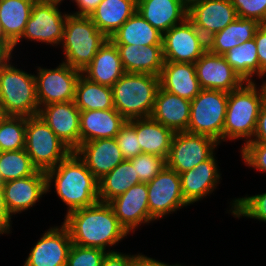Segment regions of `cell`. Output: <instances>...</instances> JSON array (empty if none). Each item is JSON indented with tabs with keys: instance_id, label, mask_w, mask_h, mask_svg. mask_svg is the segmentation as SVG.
Returning <instances> with one entry per match:
<instances>
[{
	"instance_id": "cell-1",
	"label": "cell",
	"mask_w": 266,
	"mask_h": 266,
	"mask_svg": "<svg viewBox=\"0 0 266 266\" xmlns=\"http://www.w3.org/2000/svg\"><path fill=\"white\" fill-rule=\"evenodd\" d=\"M64 218L62 223L68 228L72 243L81 247L115 252L109 248L129 236L108 203L97 202L72 211Z\"/></svg>"
},
{
	"instance_id": "cell-2",
	"label": "cell",
	"mask_w": 266,
	"mask_h": 266,
	"mask_svg": "<svg viewBox=\"0 0 266 266\" xmlns=\"http://www.w3.org/2000/svg\"><path fill=\"white\" fill-rule=\"evenodd\" d=\"M46 177L47 193L50 192L51 185L53 186L51 183H54L55 193L67 206L66 215L99 202L98 179L75 151L48 170Z\"/></svg>"
},
{
	"instance_id": "cell-3",
	"label": "cell",
	"mask_w": 266,
	"mask_h": 266,
	"mask_svg": "<svg viewBox=\"0 0 266 266\" xmlns=\"http://www.w3.org/2000/svg\"><path fill=\"white\" fill-rule=\"evenodd\" d=\"M259 87L256 82H245L240 88L229 92L223 127L224 142L242 139L245 141L243 147L252 141L261 106L266 100L264 84Z\"/></svg>"
},
{
	"instance_id": "cell-4",
	"label": "cell",
	"mask_w": 266,
	"mask_h": 266,
	"mask_svg": "<svg viewBox=\"0 0 266 266\" xmlns=\"http://www.w3.org/2000/svg\"><path fill=\"white\" fill-rule=\"evenodd\" d=\"M159 76L125 72L111 87L114 109L127 121L151 117Z\"/></svg>"
},
{
	"instance_id": "cell-5",
	"label": "cell",
	"mask_w": 266,
	"mask_h": 266,
	"mask_svg": "<svg viewBox=\"0 0 266 266\" xmlns=\"http://www.w3.org/2000/svg\"><path fill=\"white\" fill-rule=\"evenodd\" d=\"M12 61L11 58L0 70V106L5 115H38L35 74L17 68Z\"/></svg>"
},
{
	"instance_id": "cell-6",
	"label": "cell",
	"mask_w": 266,
	"mask_h": 266,
	"mask_svg": "<svg viewBox=\"0 0 266 266\" xmlns=\"http://www.w3.org/2000/svg\"><path fill=\"white\" fill-rule=\"evenodd\" d=\"M108 38L98 30L89 16L67 15L61 47L63 63L82 71Z\"/></svg>"
},
{
	"instance_id": "cell-7",
	"label": "cell",
	"mask_w": 266,
	"mask_h": 266,
	"mask_svg": "<svg viewBox=\"0 0 266 266\" xmlns=\"http://www.w3.org/2000/svg\"><path fill=\"white\" fill-rule=\"evenodd\" d=\"M228 95L225 91L202 89L191 101L187 132L208 136L221 145Z\"/></svg>"
},
{
	"instance_id": "cell-8",
	"label": "cell",
	"mask_w": 266,
	"mask_h": 266,
	"mask_svg": "<svg viewBox=\"0 0 266 266\" xmlns=\"http://www.w3.org/2000/svg\"><path fill=\"white\" fill-rule=\"evenodd\" d=\"M24 149L34 166L43 172L57 166L72 152L38 115L27 117Z\"/></svg>"
},
{
	"instance_id": "cell-9",
	"label": "cell",
	"mask_w": 266,
	"mask_h": 266,
	"mask_svg": "<svg viewBox=\"0 0 266 266\" xmlns=\"http://www.w3.org/2000/svg\"><path fill=\"white\" fill-rule=\"evenodd\" d=\"M60 5L55 1L36 0L22 37L14 44V49L23 39L50 44L52 47L61 45L69 13H62Z\"/></svg>"
},
{
	"instance_id": "cell-10",
	"label": "cell",
	"mask_w": 266,
	"mask_h": 266,
	"mask_svg": "<svg viewBox=\"0 0 266 266\" xmlns=\"http://www.w3.org/2000/svg\"><path fill=\"white\" fill-rule=\"evenodd\" d=\"M162 49L164 61L194 64L207 51V39L186 18L163 34Z\"/></svg>"
},
{
	"instance_id": "cell-11",
	"label": "cell",
	"mask_w": 266,
	"mask_h": 266,
	"mask_svg": "<svg viewBox=\"0 0 266 266\" xmlns=\"http://www.w3.org/2000/svg\"><path fill=\"white\" fill-rule=\"evenodd\" d=\"M220 145L214 139L187 131L176 132L166 159V166L178 174L194 169L199 163L208 160Z\"/></svg>"
},
{
	"instance_id": "cell-12",
	"label": "cell",
	"mask_w": 266,
	"mask_h": 266,
	"mask_svg": "<svg viewBox=\"0 0 266 266\" xmlns=\"http://www.w3.org/2000/svg\"><path fill=\"white\" fill-rule=\"evenodd\" d=\"M147 188L148 209L155 221L190 206L182 195L180 175L167 166L147 183Z\"/></svg>"
},
{
	"instance_id": "cell-13",
	"label": "cell",
	"mask_w": 266,
	"mask_h": 266,
	"mask_svg": "<svg viewBox=\"0 0 266 266\" xmlns=\"http://www.w3.org/2000/svg\"><path fill=\"white\" fill-rule=\"evenodd\" d=\"M36 90L39 107L74 101L77 81L82 71L60 63L54 69L37 66Z\"/></svg>"
},
{
	"instance_id": "cell-14",
	"label": "cell",
	"mask_w": 266,
	"mask_h": 266,
	"mask_svg": "<svg viewBox=\"0 0 266 266\" xmlns=\"http://www.w3.org/2000/svg\"><path fill=\"white\" fill-rule=\"evenodd\" d=\"M72 244L69 230L63 223L52 226L32 247L23 266H66Z\"/></svg>"
},
{
	"instance_id": "cell-15",
	"label": "cell",
	"mask_w": 266,
	"mask_h": 266,
	"mask_svg": "<svg viewBox=\"0 0 266 266\" xmlns=\"http://www.w3.org/2000/svg\"><path fill=\"white\" fill-rule=\"evenodd\" d=\"M108 204L112 207L119 223L131 234L141 224L153 223L148 209L147 183L132 185L125 193L115 197Z\"/></svg>"
},
{
	"instance_id": "cell-16",
	"label": "cell",
	"mask_w": 266,
	"mask_h": 266,
	"mask_svg": "<svg viewBox=\"0 0 266 266\" xmlns=\"http://www.w3.org/2000/svg\"><path fill=\"white\" fill-rule=\"evenodd\" d=\"M38 116L72 151L80 146V110L74 101L42 106Z\"/></svg>"
},
{
	"instance_id": "cell-17",
	"label": "cell",
	"mask_w": 266,
	"mask_h": 266,
	"mask_svg": "<svg viewBox=\"0 0 266 266\" xmlns=\"http://www.w3.org/2000/svg\"><path fill=\"white\" fill-rule=\"evenodd\" d=\"M187 18L208 39L233 22L237 14L231 0H198L188 5Z\"/></svg>"
},
{
	"instance_id": "cell-18",
	"label": "cell",
	"mask_w": 266,
	"mask_h": 266,
	"mask_svg": "<svg viewBox=\"0 0 266 266\" xmlns=\"http://www.w3.org/2000/svg\"><path fill=\"white\" fill-rule=\"evenodd\" d=\"M201 89L231 92L245 82L227 63L223 55L208 50L194 63Z\"/></svg>"
},
{
	"instance_id": "cell-19",
	"label": "cell",
	"mask_w": 266,
	"mask_h": 266,
	"mask_svg": "<svg viewBox=\"0 0 266 266\" xmlns=\"http://www.w3.org/2000/svg\"><path fill=\"white\" fill-rule=\"evenodd\" d=\"M4 202L12 217L27 211L47 194L46 172L2 183Z\"/></svg>"
},
{
	"instance_id": "cell-20",
	"label": "cell",
	"mask_w": 266,
	"mask_h": 266,
	"mask_svg": "<svg viewBox=\"0 0 266 266\" xmlns=\"http://www.w3.org/2000/svg\"><path fill=\"white\" fill-rule=\"evenodd\" d=\"M215 157L213 154L208 160L195 166L194 169L179 174L182 195L189 205L206 198L219 185L222 178Z\"/></svg>"
},
{
	"instance_id": "cell-21",
	"label": "cell",
	"mask_w": 266,
	"mask_h": 266,
	"mask_svg": "<svg viewBox=\"0 0 266 266\" xmlns=\"http://www.w3.org/2000/svg\"><path fill=\"white\" fill-rule=\"evenodd\" d=\"M75 152L98 180L124 161L115 138L81 143Z\"/></svg>"
},
{
	"instance_id": "cell-22",
	"label": "cell",
	"mask_w": 266,
	"mask_h": 266,
	"mask_svg": "<svg viewBox=\"0 0 266 266\" xmlns=\"http://www.w3.org/2000/svg\"><path fill=\"white\" fill-rule=\"evenodd\" d=\"M137 12L164 34L187 18L188 6L184 0H137Z\"/></svg>"
},
{
	"instance_id": "cell-23",
	"label": "cell",
	"mask_w": 266,
	"mask_h": 266,
	"mask_svg": "<svg viewBox=\"0 0 266 266\" xmlns=\"http://www.w3.org/2000/svg\"><path fill=\"white\" fill-rule=\"evenodd\" d=\"M191 101L159 87L151 117L174 133L185 132L190 120Z\"/></svg>"
},
{
	"instance_id": "cell-24",
	"label": "cell",
	"mask_w": 266,
	"mask_h": 266,
	"mask_svg": "<svg viewBox=\"0 0 266 266\" xmlns=\"http://www.w3.org/2000/svg\"><path fill=\"white\" fill-rule=\"evenodd\" d=\"M124 73L118 48L109 38L82 70V75L88 80L110 88Z\"/></svg>"
},
{
	"instance_id": "cell-25",
	"label": "cell",
	"mask_w": 266,
	"mask_h": 266,
	"mask_svg": "<svg viewBox=\"0 0 266 266\" xmlns=\"http://www.w3.org/2000/svg\"><path fill=\"white\" fill-rule=\"evenodd\" d=\"M126 121L115 109L80 111V145L92 140L115 138Z\"/></svg>"
},
{
	"instance_id": "cell-26",
	"label": "cell",
	"mask_w": 266,
	"mask_h": 266,
	"mask_svg": "<svg viewBox=\"0 0 266 266\" xmlns=\"http://www.w3.org/2000/svg\"><path fill=\"white\" fill-rule=\"evenodd\" d=\"M115 45L125 72L160 76L164 63L162 45Z\"/></svg>"
},
{
	"instance_id": "cell-27",
	"label": "cell",
	"mask_w": 266,
	"mask_h": 266,
	"mask_svg": "<svg viewBox=\"0 0 266 266\" xmlns=\"http://www.w3.org/2000/svg\"><path fill=\"white\" fill-rule=\"evenodd\" d=\"M159 78L162 89L189 101L202 90L192 63L164 61Z\"/></svg>"
},
{
	"instance_id": "cell-28",
	"label": "cell",
	"mask_w": 266,
	"mask_h": 266,
	"mask_svg": "<svg viewBox=\"0 0 266 266\" xmlns=\"http://www.w3.org/2000/svg\"><path fill=\"white\" fill-rule=\"evenodd\" d=\"M135 128L142 153L167 159L174 132L152 117L128 120Z\"/></svg>"
},
{
	"instance_id": "cell-29",
	"label": "cell",
	"mask_w": 266,
	"mask_h": 266,
	"mask_svg": "<svg viewBox=\"0 0 266 266\" xmlns=\"http://www.w3.org/2000/svg\"><path fill=\"white\" fill-rule=\"evenodd\" d=\"M136 11L137 0H102L89 17L110 38Z\"/></svg>"
},
{
	"instance_id": "cell-30",
	"label": "cell",
	"mask_w": 266,
	"mask_h": 266,
	"mask_svg": "<svg viewBox=\"0 0 266 266\" xmlns=\"http://www.w3.org/2000/svg\"><path fill=\"white\" fill-rule=\"evenodd\" d=\"M260 26L261 24L255 19L237 17L223 30L207 39V50L224 55L233 47L253 39Z\"/></svg>"
},
{
	"instance_id": "cell-31",
	"label": "cell",
	"mask_w": 266,
	"mask_h": 266,
	"mask_svg": "<svg viewBox=\"0 0 266 266\" xmlns=\"http://www.w3.org/2000/svg\"><path fill=\"white\" fill-rule=\"evenodd\" d=\"M163 34L137 11L110 36L114 44L162 45Z\"/></svg>"
},
{
	"instance_id": "cell-32",
	"label": "cell",
	"mask_w": 266,
	"mask_h": 266,
	"mask_svg": "<svg viewBox=\"0 0 266 266\" xmlns=\"http://www.w3.org/2000/svg\"><path fill=\"white\" fill-rule=\"evenodd\" d=\"M36 0H0V22L5 37L14 45L21 37Z\"/></svg>"
},
{
	"instance_id": "cell-33",
	"label": "cell",
	"mask_w": 266,
	"mask_h": 266,
	"mask_svg": "<svg viewBox=\"0 0 266 266\" xmlns=\"http://www.w3.org/2000/svg\"><path fill=\"white\" fill-rule=\"evenodd\" d=\"M99 202L108 203L115 197L125 193L132 185L141 183L135 167L129 160L118 164L108 174L98 180Z\"/></svg>"
},
{
	"instance_id": "cell-34",
	"label": "cell",
	"mask_w": 266,
	"mask_h": 266,
	"mask_svg": "<svg viewBox=\"0 0 266 266\" xmlns=\"http://www.w3.org/2000/svg\"><path fill=\"white\" fill-rule=\"evenodd\" d=\"M74 102L80 111L114 109L112 89L92 82L80 75Z\"/></svg>"
},
{
	"instance_id": "cell-35",
	"label": "cell",
	"mask_w": 266,
	"mask_h": 266,
	"mask_svg": "<svg viewBox=\"0 0 266 266\" xmlns=\"http://www.w3.org/2000/svg\"><path fill=\"white\" fill-rule=\"evenodd\" d=\"M227 63L244 82H255L253 76L260 78V65L255 39L235 46L223 55Z\"/></svg>"
},
{
	"instance_id": "cell-36",
	"label": "cell",
	"mask_w": 266,
	"mask_h": 266,
	"mask_svg": "<svg viewBox=\"0 0 266 266\" xmlns=\"http://www.w3.org/2000/svg\"><path fill=\"white\" fill-rule=\"evenodd\" d=\"M38 171L25 149L0 152L1 185L7 181L34 175Z\"/></svg>"
},
{
	"instance_id": "cell-37",
	"label": "cell",
	"mask_w": 266,
	"mask_h": 266,
	"mask_svg": "<svg viewBox=\"0 0 266 266\" xmlns=\"http://www.w3.org/2000/svg\"><path fill=\"white\" fill-rule=\"evenodd\" d=\"M27 117L6 115L0 122V152L25 148Z\"/></svg>"
},
{
	"instance_id": "cell-38",
	"label": "cell",
	"mask_w": 266,
	"mask_h": 266,
	"mask_svg": "<svg viewBox=\"0 0 266 266\" xmlns=\"http://www.w3.org/2000/svg\"><path fill=\"white\" fill-rule=\"evenodd\" d=\"M230 210L233 217L242 216L257 219L266 223V192L262 194L235 198L230 202Z\"/></svg>"
},
{
	"instance_id": "cell-39",
	"label": "cell",
	"mask_w": 266,
	"mask_h": 266,
	"mask_svg": "<svg viewBox=\"0 0 266 266\" xmlns=\"http://www.w3.org/2000/svg\"><path fill=\"white\" fill-rule=\"evenodd\" d=\"M129 161L135 167L141 183L150 182L166 166L165 158L147 153L139 154Z\"/></svg>"
},
{
	"instance_id": "cell-40",
	"label": "cell",
	"mask_w": 266,
	"mask_h": 266,
	"mask_svg": "<svg viewBox=\"0 0 266 266\" xmlns=\"http://www.w3.org/2000/svg\"><path fill=\"white\" fill-rule=\"evenodd\" d=\"M107 251L72 244L66 266H101Z\"/></svg>"
},
{
	"instance_id": "cell-41",
	"label": "cell",
	"mask_w": 266,
	"mask_h": 266,
	"mask_svg": "<svg viewBox=\"0 0 266 266\" xmlns=\"http://www.w3.org/2000/svg\"><path fill=\"white\" fill-rule=\"evenodd\" d=\"M115 139L122 152L124 160H130L131 158L142 154L136 130L128 121H126V123L120 128Z\"/></svg>"
},
{
	"instance_id": "cell-42",
	"label": "cell",
	"mask_w": 266,
	"mask_h": 266,
	"mask_svg": "<svg viewBox=\"0 0 266 266\" xmlns=\"http://www.w3.org/2000/svg\"><path fill=\"white\" fill-rule=\"evenodd\" d=\"M240 153L247 167L266 172V143L249 142L241 147Z\"/></svg>"
},
{
	"instance_id": "cell-43",
	"label": "cell",
	"mask_w": 266,
	"mask_h": 266,
	"mask_svg": "<svg viewBox=\"0 0 266 266\" xmlns=\"http://www.w3.org/2000/svg\"><path fill=\"white\" fill-rule=\"evenodd\" d=\"M237 17L255 19L266 24V0H231Z\"/></svg>"
},
{
	"instance_id": "cell-44",
	"label": "cell",
	"mask_w": 266,
	"mask_h": 266,
	"mask_svg": "<svg viewBox=\"0 0 266 266\" xmlns=\"http://www.w3.org/2000/svg\"><path fill=\"white\" fill-rule=\"evenodd\" d=\"M254 39L260 65V78L263 79L266 76V24H261L255 33Z\"/></svg>"
},
{
	"instance_id": "cell-45",
	"label": "cell",
	"mask_w": 266,
	"mask_h": 266,
	"mask_svg": "<svg viewBox=\"0 0 266 266\" xmlns=\"http://www.w3.org/2000/svg\"><path fill=\"white\" fill-rule=\"evenodd\" d=\"M140 254L141 253L136 255L128 253L123 254L117 250L115 252H107L103 258L101 266H134L136 259Z\"/></svg>"
},
{
	"instance_id": "cell-46",
	"label": "cell",
	"mask_w": 266,
	"mask_h": 266,
	"mask_svg": "<svg viewBox=\"0 0 266 266\" xmlns=\"http://www.w3.org/2000/svg\"><path fill=\"white\" fill-rule=\"evenodd\" d=\"M11 219L12 217L10 216L4 202L3 187L0 184V235L11 233Z\"/></svg>"
},
{
	"instance_id": "cell-47",
	"label": "cell",
	"mask_w": 266,
	"mask_h": 266,
	"mask_svg": "<svg viewBox=\"0 0 266 266\" xmlns=\"http://www.w3.org/2000/svg\"><path fill=\"white\" fill-rule=\"evenodd\" d=\"M266 143V100L261 106L252 141Z\"/></svg>"
},
{
	"instance_id": "cell-48",
	"label": "cell",
	"mask_w": 266,
	"mask_h": 266,
	"mask_svg": "<svg viewBox=\"0 0 266 266\" xmlns=\"http://www.w3.org/2000/svg\"><path fill=\"white\" fill-rule=\"evenodd\" d=\"M102 0H76L74 3L77 5L78 11L70 12L72 15L76 16H90V14L97 8Z\"/></svg>"
},
{
	"instance_id": "cell-49",
	"label": "cell",
	"mask_w": 266,
	"mask_h": 266,
	"mask_svg": "<svg viewBox=\"0 0 266 266\" xmlns=\"http://www.w3.org/2000/svg\"><path fill=\"white\" fill-rule=\"evenodd\" d=\"M181 264L165 263L162 261L155 260L154 258L143 255L142 253L137 257L134 266H180Z\"/></svg>"
},
{
	"instance_id": "cell-50",
	"label": "cell",
	"mask_w": 266,
	"mask_h": 266,
	"mask_svg": "<svg viewBox=\"0 0 266 266\" xmlns=\"http://www.w3.org/2000/svg\"><path fill=\"white\" fill-rule=\"evenodd\" d=\"M13 53L5 46L0 45V70L11 59Z\"/></svg>"
},
{
	"instance_id": "cell-51",
	"label": "cell",
	"mask_w": 266,
	"mask_h": 266,
	"mask_svg": "<svg viewBox=\"0 0 266 266\" xmlns=\"http://www.w3.org/2000/svg\"><path fill=\"white\" fill-rule=\"evenodd\" d=\"M0 45L5 46L11 52L14 50V45L5 37L1 22H0Z\"/></svg>"
},
{
	"instance_id": "cell-52",
	"label": "cell",
	"mask_w": 266,
	"mask_h": 266,
	"mask_svg": "<svg viewBox=\"0 0 266 266\" xmlns=\"http://www.w3.org/2000/svg\"><path fill=\"white\" fill-rule=\"evenodd\" d=\"M5 116H6V115L4 114L3 109H2L1 106H0V122H1V120H2Z\"/></svg>"
},
{
	"instance_id": "cell-53",
	"label": "cell",
	"mask_w": 266,
	"mask_h": 266,
	"mask_svg": "<svg viewBox=\"0 0 266 266\" xmlns=\"http://www.w3.org/2000/svg\"><path fill=\"white\" fill-rule=\"evenodd\" d=\"M196 1H198V0H184V2L186 3L187 6L193 2H196Z\"/></svg>"
},
{
	"instance_id": "cell-54",
	"label": "cell",
	"mask_w": 266,
	"mask_h": 266,
	"mask_svg": "<svg viewBox=\"0 0 266 266\" xmlns=\"http://www.w3.org/2000/svg\"><path fill=\"white\" fill-rule=\"evenodd\" d=\"M41 1H55V2H59L60 0H41Z\"/></svg>"
},
{
	"instance_id": "cell-55",
	"label": "cell",
	"mask_w": 266,
	"mask_h": 266,
	"mask_svg": "<svg viewBox=\"0 0 266 266\" xmlns=\"http://www.w3.org/2000/svg\"><path fill=\"white\" fill-rule=\"evenodd\" d=\"M62 1H64V0H60V1H59V3L61 4V3H62ZM71 1H72V2L74 1V2H75L76 0H71Z\"/></svg>"
},
{
	"instance_id": "cell-56",
	"label": "cell",
	"mask_w": 266,
	"mask_h": 266,
	"mask_svg": "<svg viewBox=\"0 0 266 266\" xmlns=\"http://www.w3.org/2000/svg\"><path fill=\"white\" fill-rule=\"evenodd\" d=\"M264 81V82H263ZM262 82H263V84H264V86H265V88H266V81L265 80H262Z\"/></svg>"
}]
</instances>
